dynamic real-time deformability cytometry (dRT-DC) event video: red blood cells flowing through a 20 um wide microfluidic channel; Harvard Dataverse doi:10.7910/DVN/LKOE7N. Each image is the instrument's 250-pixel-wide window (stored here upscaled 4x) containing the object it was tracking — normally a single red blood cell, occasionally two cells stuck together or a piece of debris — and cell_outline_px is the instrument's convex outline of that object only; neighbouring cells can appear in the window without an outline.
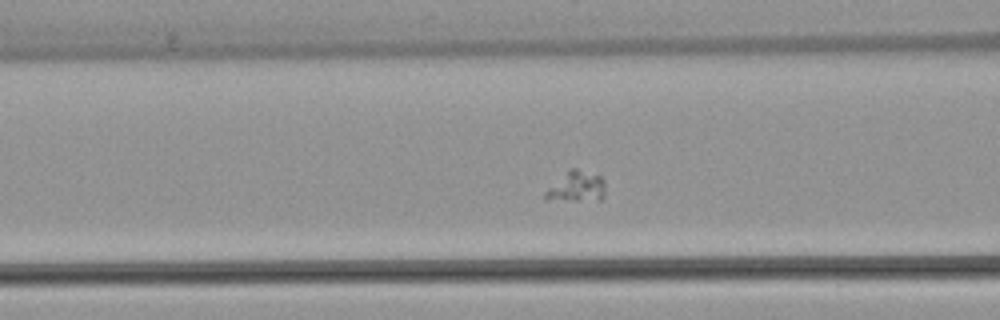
{"species": "common noctule bat (a hibernating species)", "species_latin": "Nyctalus noctula", "temperature_condition": "warm", "stored_images_in_passage": 42, "camera_frame_rate_fps": 3000, "um_per_image_px": 0.085, "animal": {"sex": "female", "body_mass_g": 22.7, "forearm_length_mm": 54.2}, "frame": {"image": 1, "passage_image": 11, "time_ms": 3.333, "image_size_px": [1000, 320], "cell_outline_px": [[604, 196], [600, 200], [576, 200], [544, 196], [544, 192], [568, 168], [576, 168], [600, 176], [604, 180]], "centroid_in_image_um": [49.06, 15.82], "position_along_channel_um": 117.5, "area_um2": 10.29}}